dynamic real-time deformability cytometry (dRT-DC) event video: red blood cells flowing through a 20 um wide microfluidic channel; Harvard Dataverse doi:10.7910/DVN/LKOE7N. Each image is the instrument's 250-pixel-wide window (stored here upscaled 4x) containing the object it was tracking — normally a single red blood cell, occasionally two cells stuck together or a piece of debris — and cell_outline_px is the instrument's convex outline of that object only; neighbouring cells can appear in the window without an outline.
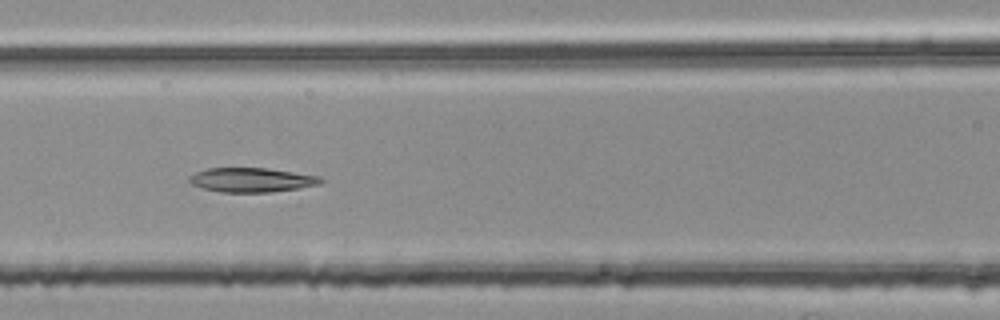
{"species": "common noctule bat (a hibernating species)", "species_latin": "Nyctalus noctula", "temperature_condition": "room temperature", "stored_images_in_passage": 52, "segment_of_instrument_passage": [2, 2], "camera_frame_rate_fps": 3000, "um_per_image_px": 0.085, "animal": {"sex": "female", "body_mass_g": 25.1}, "frame": {"image": 1, "passage_image": 23, "time_ms": 7.333, "image_size_px": [1000, 320], "cell_outline_px": [[324, 180], [320, 184], [300, 188], [272, 192], [220, 192], [204, 188], [192, 184], [188, 180], [188, 176], [196, 172], [208, 168], [268, 168], [320, 176]], "centroid_in_image_um": [21.41, 15.29], "position_along_channel_um": 145.2, "area_um2": 18.67}}
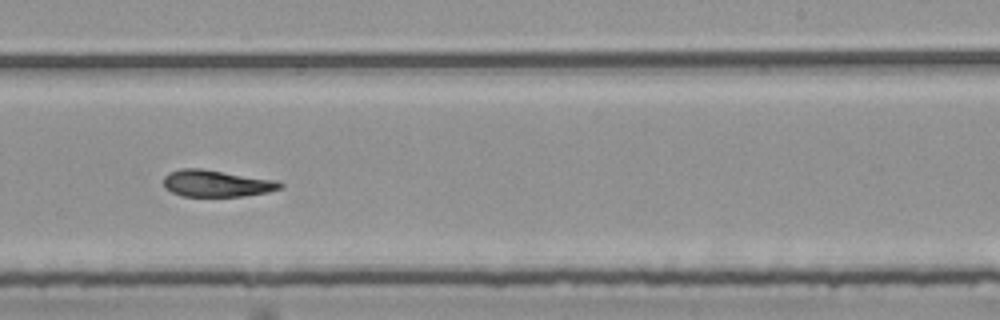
{"frame": {"image": 2, "passage_image": 33, "time_ms": 10.667, "image_size_px": [1000, 320], "cell_outline_px": [[284, 188], [268, 192], [244, 196], [184, 196], [172, 192], [164, 188], [164, 176], [168, 172], [180, 168], [200, 168], [280, 180], [284, 184]], "centroid_in_image_um": [18.45, 15.58], "position_along_channel_um": 270.5, "area_um2": 18.5}}
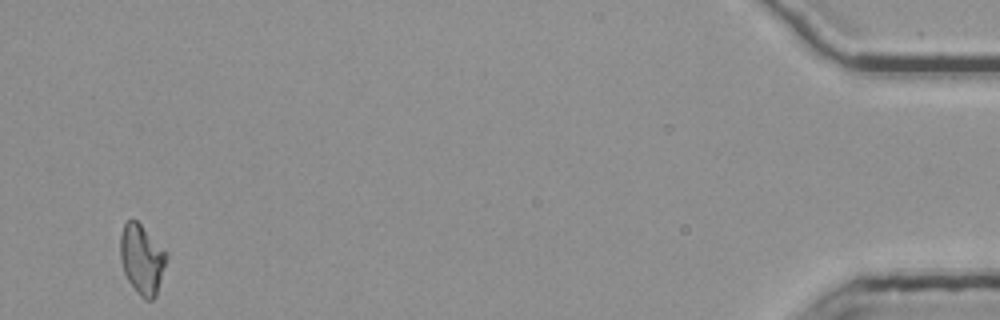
{"frame": {"image": 3, "passage_image": 52, "time_ms": 17.0, "image_size_px": [1000, 320], "cell_outline_px": [[168, 256], [156, 296], [152, 300], [144, 300], [140, 296], [128, 280], [124, 272], [120, 260], [120, 232], [124, 224], [128, 220], [136, 220], [140, 224]], "centroid_in_image_um": [12.04, 22.06], "position_along_channel_um": 423.2, "area_um2": 18.44}}